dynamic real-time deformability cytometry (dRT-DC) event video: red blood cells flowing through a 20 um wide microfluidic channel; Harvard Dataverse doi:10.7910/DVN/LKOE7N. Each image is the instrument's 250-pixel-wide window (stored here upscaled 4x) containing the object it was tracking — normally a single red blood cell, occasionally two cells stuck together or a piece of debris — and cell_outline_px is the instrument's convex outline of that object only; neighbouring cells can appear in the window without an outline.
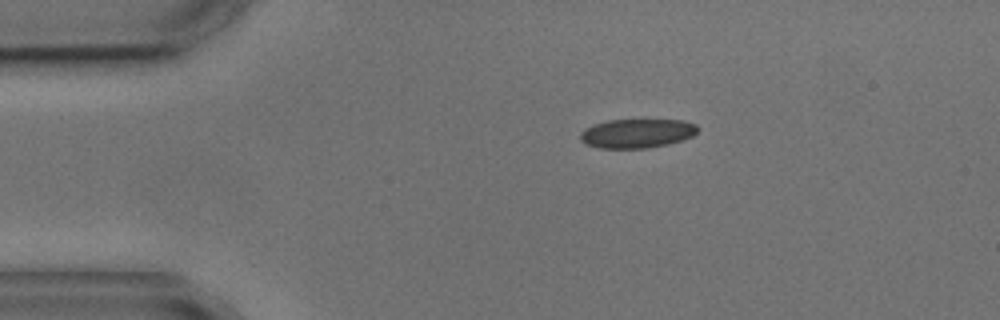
{"species": "common noctule bat (a hibernating species)", "species_latin": "Nyctalus noctula", "temperature_condition": "cold", "stored_images_in_passage": 4, "camera_frame_rate_fps": 3000, "um_per_image_px": 0.085, "animal": {"sex": "male", "body_mass_g": 17.9, "forearm_length_mm": 54.2}, "frame": {"image": 1, "passage_image": 1, "time_ms": 0.0, "image_size_px": [1000, 320], "cell_outline_px": [[696, 132], [692, 136], [668, 144], [648, 148], [600, 148], [584, 144], [580, 140], [580, 132], [584, 128], [608, 120], [684, 120], [696, 124]], "centroid_in_image_um": [54.1, 11.34], "position_along_channel_um": 30.9, "area_um2": 19.83}}
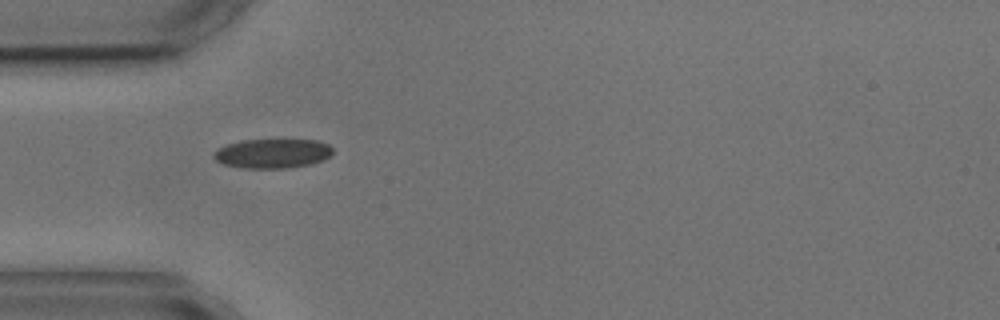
{"frame": {"image": 2, "passage_image": 3, "time_ms": 2.0, "image_size_px": [1000, 320], "cell_outline_px": [[332, 156], [324, 160], [312, 164], [288, 168], [240, 168], [224, 164], [216, 160], [212, 156], [220, 148], [228, 144], [240, 140], [316, 140], [328, 144], [332, 148]], "centroid_in_image_um": [23.21, 13.05], "position_along_channel_um": 61.8, "area_um2": 20.4}}